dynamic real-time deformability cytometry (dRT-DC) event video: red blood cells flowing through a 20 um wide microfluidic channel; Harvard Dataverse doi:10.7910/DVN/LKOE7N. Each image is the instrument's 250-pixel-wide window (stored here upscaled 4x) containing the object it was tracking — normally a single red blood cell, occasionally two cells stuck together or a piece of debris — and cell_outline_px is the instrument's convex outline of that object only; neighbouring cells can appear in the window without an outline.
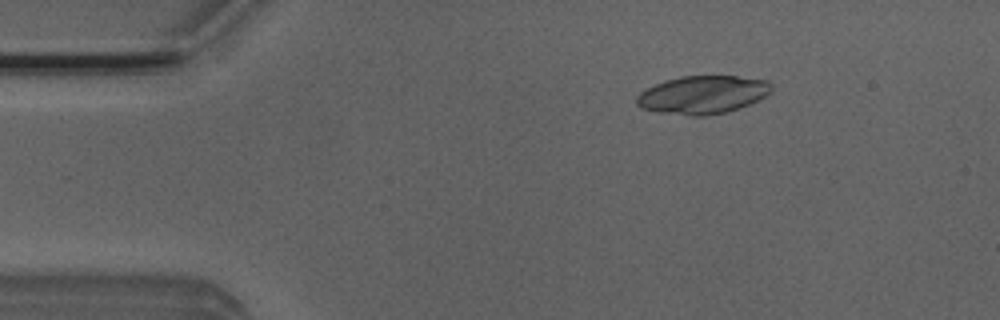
{"species": "Egyptian fruit bat (a non-hibernating species)", "species_latin": "Rousettus aegyptiacus", "temperature_condition": "room temperature", "stored_images_in_passage": 51, "camera_frame_rate_fps": 3000, "um_per_image_px": 0.085, "animal": {"sex": "male"}, "frame": {"image": 1, "passage_image": 8, "time_ms": 2.333, "image_size_px": [1000, 320], "cell_outline_px": [[772, 92], [748, 104], [724, 112], [704, 116], [692, 116], [660, 112], [640, 108], [636, 104], [636, 96], [640, 92], [664, 80], [680, 76], [736, 76], [768, 80], [772, 84]], "centroid_in_image_um": [59.71, 8.04], "position_along_channel_um": 25.3, "area_um2": 29.77}}